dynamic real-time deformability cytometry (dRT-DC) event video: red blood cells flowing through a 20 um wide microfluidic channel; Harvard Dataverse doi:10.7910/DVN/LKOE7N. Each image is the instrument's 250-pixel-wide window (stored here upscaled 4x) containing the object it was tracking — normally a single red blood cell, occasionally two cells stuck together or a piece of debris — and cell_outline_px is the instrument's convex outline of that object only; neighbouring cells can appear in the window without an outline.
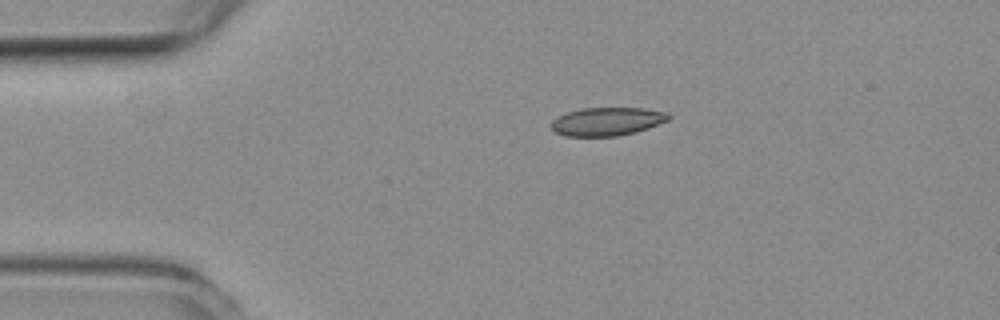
{"species": "common noctule bat (a hibernating species)", "species_latin": "Nyctalus noctula", "temperature_condition": "room temperature", "stored_images_in_passage": 44, "camera_frame_rate_fps": 3000, "um_per_image_px": 0.085, "animal": {"sex": "female", "body_mass_g": 19.3, "forearm_length_mm": 54.1}, "frame": {"image": 1, "passage_image": 1, "time_ms": 0.0, "image_size_px": [1000, 320], "cell_outline_px": [[672, 116], [668, 120], [648, 128], [636, 132], [616, 136], [564, 136], [556, 132], [548, 124], [552, 120], [568, 112], [584, 108], [644, 108], [668, 112]], "centroid_in_image_um": [51.62, 10.32], "position_along_channel_um": 33.4, "area_um2": 19.36}}
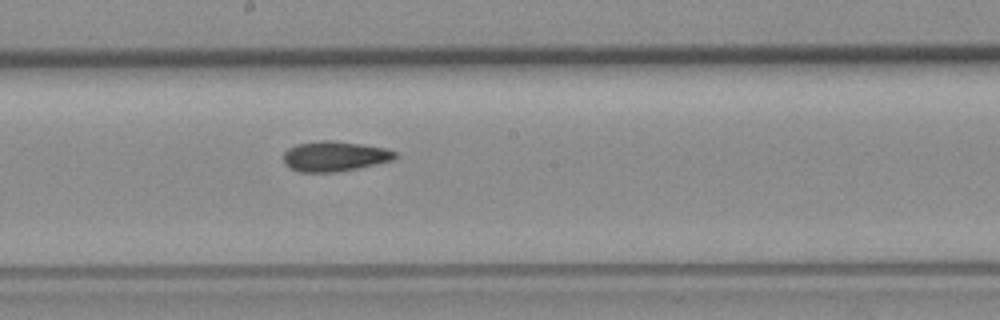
{"frame": {"image": 2, "passage_image": 19, "time_ms": 6.0, "image_size_px": [1000, 320], "cell_outline_px": [[396, 156], [392, 160], [356, 168], [336, 172], [296, 172], [284, 164], [284, 152], [288, 148], [296, 144], [320, 140], [332, 140], [384, 148], [396, 152]], "centroid_in_image_um": [28.36, 13.28], "position_along_channel_um": 219.8, "area_um2": 19.42}}
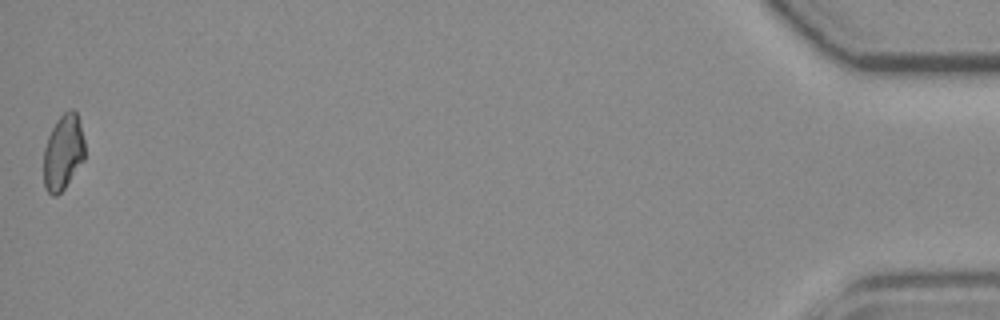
{"frame": {"image": 3, "passage_image": 44, "time_ms": 14.333, "image_size_px": [1000, 320], "cell_outline_px": [[84, 160], [64, 188], [56, 196], [52, 196], [44, 188], [44, 148], [48, 136], [56, 120], [64, 112], [72, 108], [76, 112], [80, 120], [84, 140]], "centroid_in_image_um": [5.37, 12.93], "position_along_channel_um": 429.8, "area_um2": 18.15}, "authors_computed_cell_mechanics": {"area_um2": 19.1607, "velocity_mm_per_s": 3.7737, "shape_relaxation_time_tau1_ms": null, "shape_relaxation_time_tau2_ms": 3.1378, "deformation_change_tau1": null, "deformation_change_tau2": 0.0987}}